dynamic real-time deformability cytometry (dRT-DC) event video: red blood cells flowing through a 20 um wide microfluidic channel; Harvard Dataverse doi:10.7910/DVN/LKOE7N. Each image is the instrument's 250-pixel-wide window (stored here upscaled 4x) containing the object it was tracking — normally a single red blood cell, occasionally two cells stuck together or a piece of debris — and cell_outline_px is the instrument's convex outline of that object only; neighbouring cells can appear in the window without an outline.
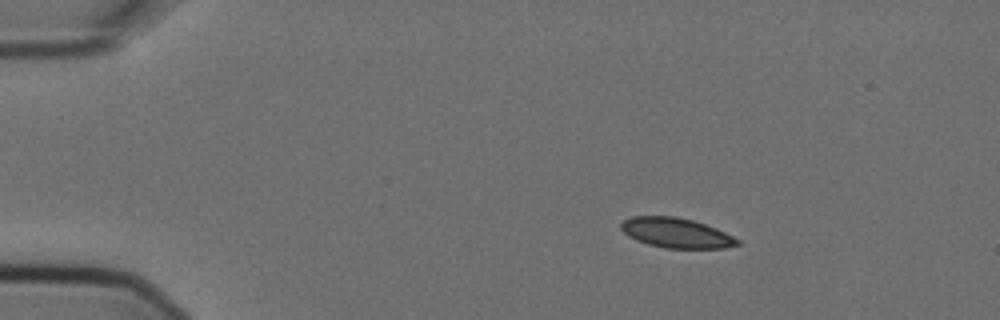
{"species": "Egyptian fruit bat (a non-hibernating species)", "species_latin": "Rousettus aegyptiacus", "temperature_condition": "cold", "stored_images_in_passage": 5, "camera_frame_rate_fps": 3000, "um_per_image_px": 0.085, "animal": {"sex": "female"}, "frame": {"image": 1, "passage_image": 3, "time_ms": 0.667, "image_size_px": [1000, 320], "cell_outline_px": [[740, 244], [724, 248], [664, 248], [648, 244], [636, 240], [628, 236], [620, 228], [620, 224], [624, 220], [632, 216], [676, 216], [692, 220], [716, 228], [740, 240]], "centroid_in_image_um": [57.46, 19.79], "position_along_channel_um": 27.5, "area_um2": 20.23}}